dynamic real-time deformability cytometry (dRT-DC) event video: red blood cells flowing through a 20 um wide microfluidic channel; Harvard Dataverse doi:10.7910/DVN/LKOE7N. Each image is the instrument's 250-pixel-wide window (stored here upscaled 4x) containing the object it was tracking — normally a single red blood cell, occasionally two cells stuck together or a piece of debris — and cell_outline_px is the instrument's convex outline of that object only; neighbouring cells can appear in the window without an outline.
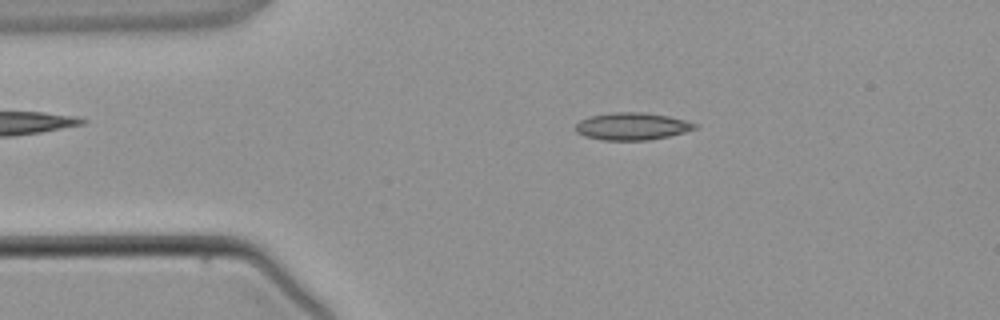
{"species": "common noctule bat (a hibernating species)", "species_latin": "Nyctalus noctula", "temperature_condition": "warm", "stored_images_in_passage": 3, "camera_frame_rate_fps": 3000, "um_per_image_px": 0.085, "animal": {"sex": "male", "body_mass_g": 21.5, "forearm_length_mm": 52.0}, "frame": {"image": 1, "passage_image": 2, "time_ms": 1.0, "image_size_px": [1000, 320], "cell_outline_px": [[696, 128], [684, 132], [668, 136], [648, 140], [600, 140], [584, 136], [576, 132], [576, 124], [580, 120], [592, 116], [612, 112], [640, 112], [668, 116], [684, 120], [696, 124]], "centroid_in_image_um": [53.68, 10.74], "position_along_channel_um": 31.3, "area_um2": 18.79}}